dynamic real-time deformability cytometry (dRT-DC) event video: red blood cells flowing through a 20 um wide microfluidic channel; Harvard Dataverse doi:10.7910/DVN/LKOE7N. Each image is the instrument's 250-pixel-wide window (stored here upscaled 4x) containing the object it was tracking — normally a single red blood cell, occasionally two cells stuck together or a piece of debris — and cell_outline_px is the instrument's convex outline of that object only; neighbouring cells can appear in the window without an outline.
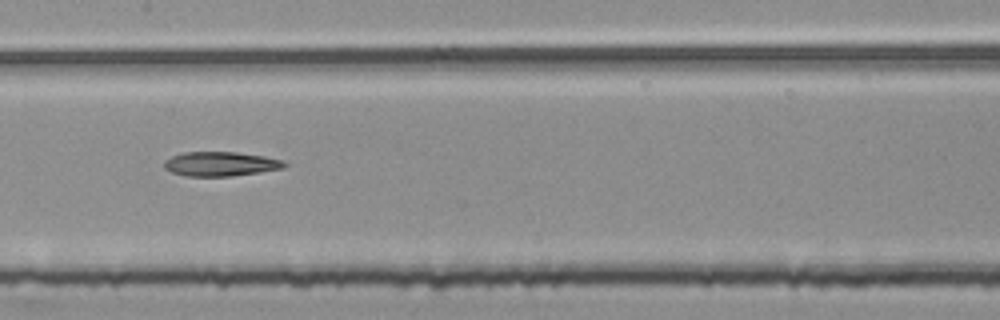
{"species": "common noctule bat (a hibernating species)", "species_latin": "Nyctalus noctula", "temperature_condition": "room temperature", "stored_images_in_passage": 53, "segment_of_instrument_passage": [2, 3], "camera_frame_rate_fps": 3000, "um_per_image_px": 0.085, "animal": {"sex": "female", "body_mass_g": 25.1}, "frame": {"image": 1, "passage_image": 25, "time_ms": 8.0, "image_size_px": [1000, 320], "cell_outline_px": [[288, 164], [284, 168], [260, 172], [232, 176], [188, 176], [172, 172], [164, 168], [164, 160], [172, 156], [184, 152], [236, 152], [264, 156], [284, 160]], "centroid_in_image_um": [18.77, 13.93], "position_along_channel_um": 188.6, "area_um2": 17.11}}
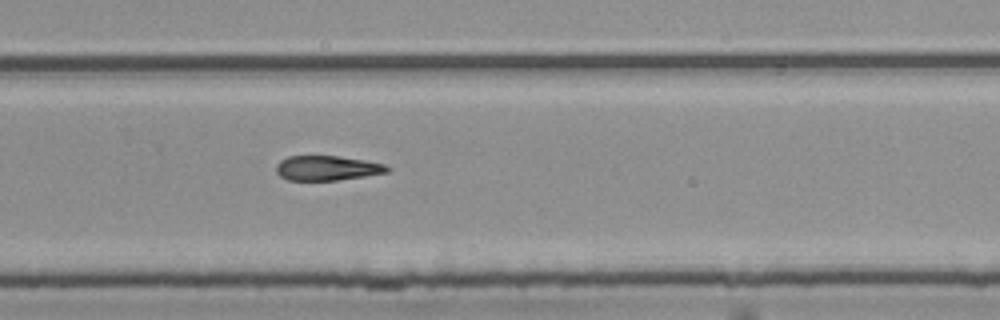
{"frame": {"image": 2, "passage_image": 34, "time_ms": 11.0, "image_size_px": [1000, 320], "cell_outline_px": [[392, 168], [388, 172], [364, 176], [336, 180], [288, 180], [280, 176], [276, 172], [276, 164], [280, 160], [288, 156], [336, 156], [364, 160], [384, 164]], "centroid_in_image_um": [27.78, 14.28], "position_along_channel_um": 302.0, "area_um2": 15.95}}
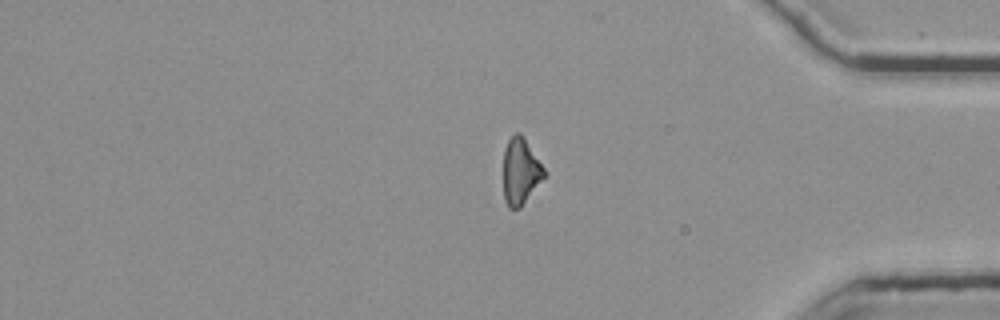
{"frame": {"image": 3, "passage_image": 43, "time_ms": 14.0, "image_size_px": [1000, 320], "cell_outline_px": [[544, 176], [520, 208], [508, 208], [504, 200], [504, 148], [508, 140], [516, 132], [520, 132], [524, 136], [544, 168]], "centroid_in_image_um": [44.22, 14.54], "position_along_channel_um": 391.0, "area_um2": 15.55}}